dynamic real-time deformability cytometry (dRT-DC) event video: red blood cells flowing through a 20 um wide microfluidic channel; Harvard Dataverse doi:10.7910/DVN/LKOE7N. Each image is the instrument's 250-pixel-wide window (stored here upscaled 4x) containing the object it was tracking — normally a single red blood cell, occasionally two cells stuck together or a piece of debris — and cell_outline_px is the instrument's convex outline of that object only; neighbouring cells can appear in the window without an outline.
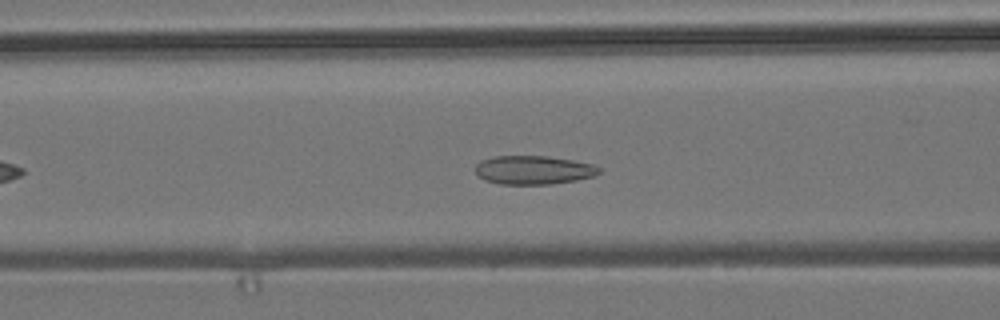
{"species": "common noctule bat (a hibernating species)", "species_latin": "Nyctalus noctula", "temperature_condition": "room temperature", "stored_images_in_passage": 46, "camera_frame_rate_fps": 3000, "um_per_image_px": 0.085, "animal": {"sex": "male", "body_mass_g": 19.2, "forearm_length_mm": 51.8}, "frame": {"image": 1, "passage_image": 13, "time_ms": 4.0, "image_size_px": [1000, 320], "cell_outline_px": [[600, 172], [596, 176], [576, 180], [552, 184], [500, 184], [484, 180], [476, 172], [476, 164], [480, 160], [492, 156], [548, 156], [596, 164], [600, 168]], "centroid_in_image_um": [45.37, 14.44], "position_along_channel_um": 121.2, "area_um2": 20.87}}
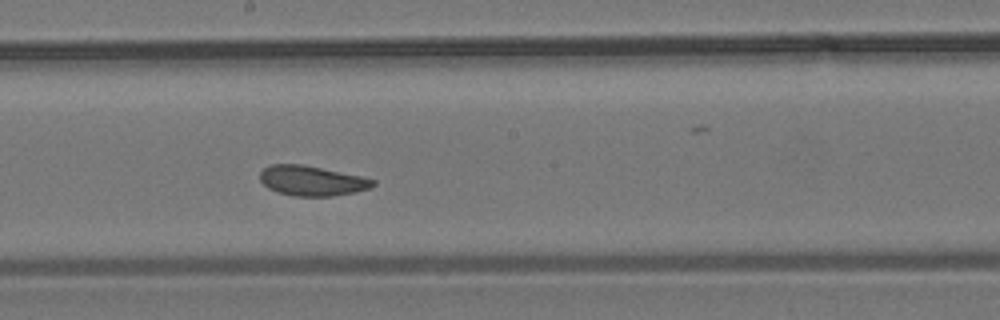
{"frame": {"image": 2, "passage_image": 21, "time_ms": 6.667, "image_size_px": [1000, 320], "cell_outline_px": [[376, 184], [368, 188], [356, 192], [332, 196], [292, 196], [276, 192], [268, 188], [260, 180], [260, 172], [264, 168], [272, 164], [300, 164], [360, 176], [376, 180]], "centroid_in_image_um": [26.48, 15.37], "position_along_channel_um": 221.7, "area_um2": 19.59}}
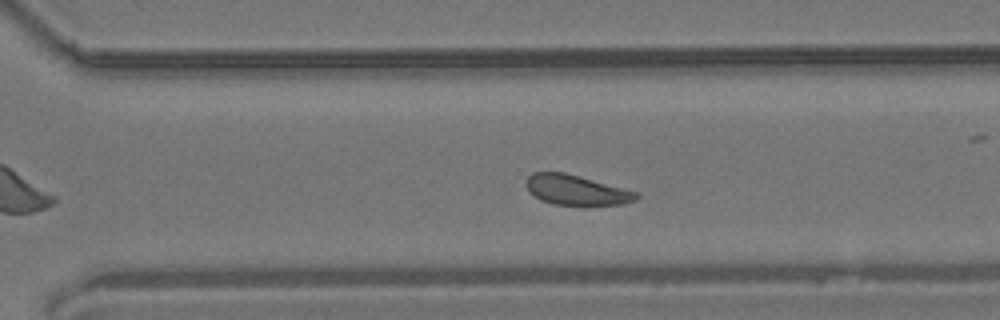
{"frame": {"image": 3, "passage_image": 29, "time_ms": 9.333, "image_size_px": [1000, 320], "cell_outline_px": [[640, 196], [636, 200], [624, 204], [584, 208], [552, 204], [540, 200], [532, 196], [528, 192], [524, 184], [528, 176], [532, 172], [564, 172], [640, 192]], "centroid_in_image_um": [49.0, 16.21], "position_along_channel_um": 321.6, "area_um2": 20.46}, "authors_computed_cell_mechanics": {"area_um2": 20.23, "velocity_mm_per_s": 3.7628, "shape_relaxation_time_tau1_ms": 7.2125, "shape_relaxation_time_tau2_ms": 2.2983, "deformation_change_tau1": 0.1056, "deformation_change_tau2": 0.0756}}